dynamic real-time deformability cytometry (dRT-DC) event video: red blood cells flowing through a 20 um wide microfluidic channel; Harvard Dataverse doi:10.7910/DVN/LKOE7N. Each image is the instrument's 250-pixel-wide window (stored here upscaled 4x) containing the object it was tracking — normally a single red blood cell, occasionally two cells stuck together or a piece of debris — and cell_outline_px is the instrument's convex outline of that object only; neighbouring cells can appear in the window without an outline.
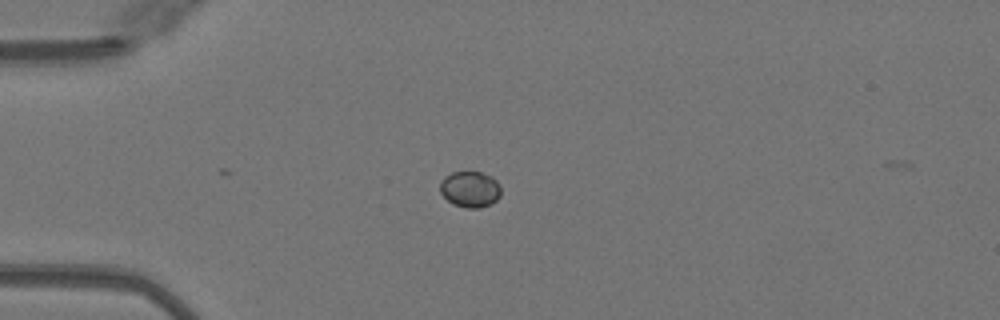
{"species": "Egyptian fruit bat (a non-hibernating species)", "species_latin": "Rousettus aegyptiacus", "temperature_condition": "warm", "stored_images_in_passage": 14, "camera_frame_rate_fps": 3000, "um_per_image_px": 0.085, "animal": {"sex": "female"}, "frame": {"image": 1, "passage_image": 12, "time_ms": 3.667, "image_size_px": [1000, 320], "cell_outline_px": [[500, 196], [496, 200], [480, 208], [468, 208], [452, 204], [440, 192], [440, 180], [444, 176], [452, 172], [480, 172], [492, 176], [496, 180], [500, 188]], "centroid_in_image_um": [39.93, 16.07], "position_along_channel_um": 45.1, "area_um2": 12.77}}